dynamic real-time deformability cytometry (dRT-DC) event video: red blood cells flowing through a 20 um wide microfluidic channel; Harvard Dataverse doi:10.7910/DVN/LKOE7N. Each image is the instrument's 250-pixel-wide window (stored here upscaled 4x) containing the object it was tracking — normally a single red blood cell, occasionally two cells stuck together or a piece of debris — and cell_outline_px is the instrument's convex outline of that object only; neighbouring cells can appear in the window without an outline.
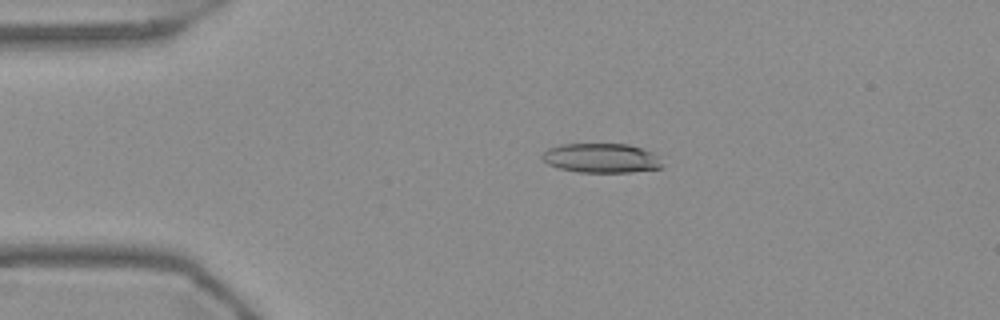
{"species": "Egyptian fruit bat (a non-hibernating species)", "species_latin": "Rousettus aegyptiacus", "temperature_condition": "warm", "stored_images_in_passage": 54, "camera_frame_rate_fps": 3000, "um_per_image_px": 0.085, "frame": {"image": 1, "passage_image": 11, "time_ms": 3.333, "image_size_px": [1000, 320], "cell_outline_px": [[664, 168], [632, 172], [580, 172], [560, 168], [548, 164], [540, 156], [548, 148], [564, 144], [628, 144], [652, 152], [656, 156]], "centroid_in_image_um": [51.11, 13.44], "position_along_channel_um": 33.9, "area_um2": 20.4}}
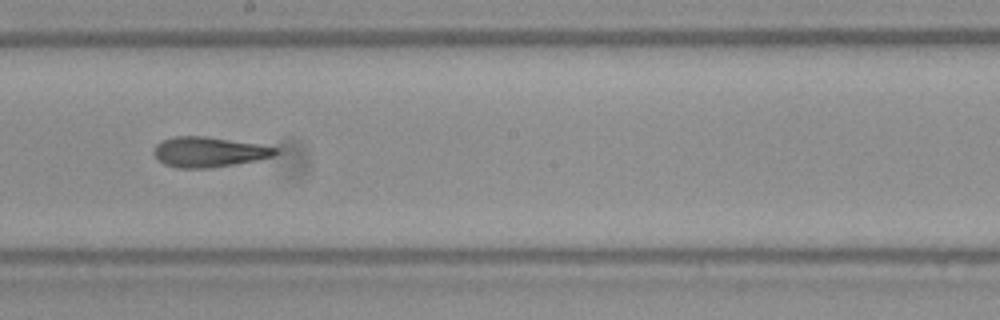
{"frame": {"image": 2, "passage_image": 30, "time_ms": 9.667, "image_size_px": [1000, 320], "cell_outline_px": [[280, 152], [272, 156], [256, 160], [208, 168], [176, 168], [164, 164], [152, 152], [156, 144], [160, 140], [172, 136], [204, 136], [260, 144], [280, 148]], "centroid_in_image_um": [17.73, 12.9], "position_along_channel_um": 230.5, "area_um2": 21.44}}
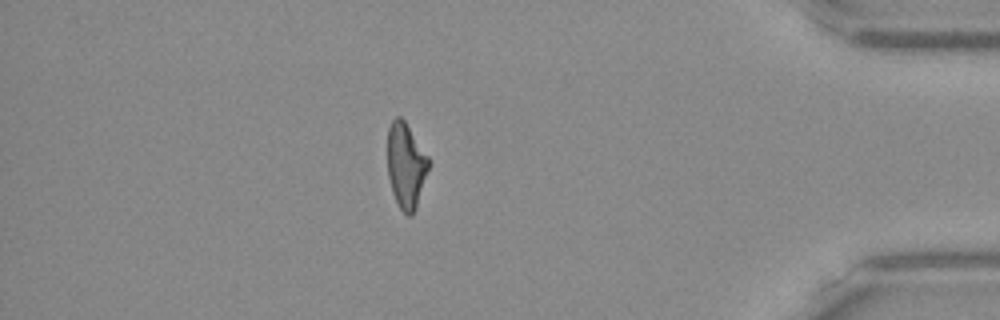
{"frame": {"image": 3, "passage_image": 47, "time_ms": 15.333, "image_size_px": [1000, 320], "cell_outline_px": [[428, 168], [416, 208], [412, 216], [408, 216], [400, 208], [392, 192], [388, 176], [388, 128], [392, 120], [396, 116], [400, 116], [404, 120], [428, 156]], "centroid_in_image_um": [34.49, 14.06], "position_along_channel_um": 400.7, "area_um2": 20.11}, "authors_computed_cell_mechanics": {"area_um2": 21.4438, "velocity_mm_per_s": 3.7397, "shape_relaxation_time_tau1_ms": null, "shape_relaxation_time_tau2_ms": 2.9104, "deformation_change_tau1": null, "deformation_change_tau2": 0.1284}}